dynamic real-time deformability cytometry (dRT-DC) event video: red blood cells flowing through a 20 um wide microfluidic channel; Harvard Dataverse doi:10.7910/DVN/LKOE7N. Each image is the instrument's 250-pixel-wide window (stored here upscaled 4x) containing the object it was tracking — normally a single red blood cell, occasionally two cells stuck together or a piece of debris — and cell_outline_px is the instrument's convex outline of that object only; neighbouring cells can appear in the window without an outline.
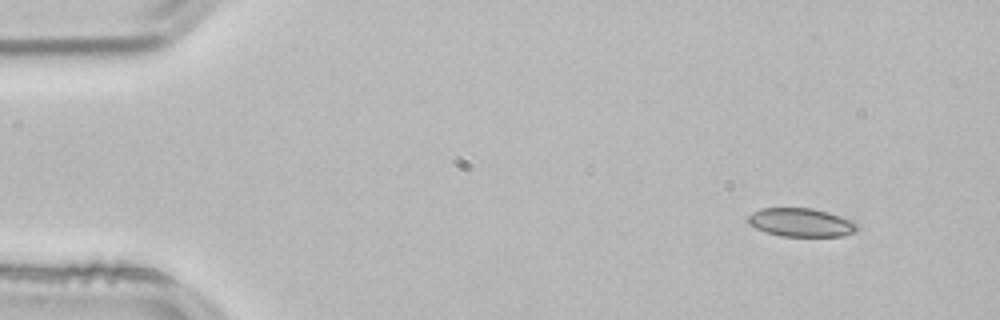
{"species": "common noctule bat (a hibernating species)", "species_latin": "Nyctalus noctula", "temperature_condition": "room temperature", "stored_images_in_passage": 30, "camera_frame_rate_fps": 3000, "um_per_image_px": 0.085, "animal": {"sex": "male", "body_mass_g": 21.5, "forearm_length_mm": 52.0}, "frame": {"image": 1, "passage_image": 1, "time_ms": 0.0, "image_size_px": [1000, 320], "cell_outline_px": [[856, 228], [852, 232], [844, 236], [780, 236], [756, 228], [748, 224], [748, 216], [752, 212], [760, 208], [812, 208], [828, 212], [840, 216], [856, 224]], "centroid_in_image_um": [68.02, 18.9], "position_along_channel_um": 17.0, "area_um2": 17.86}}
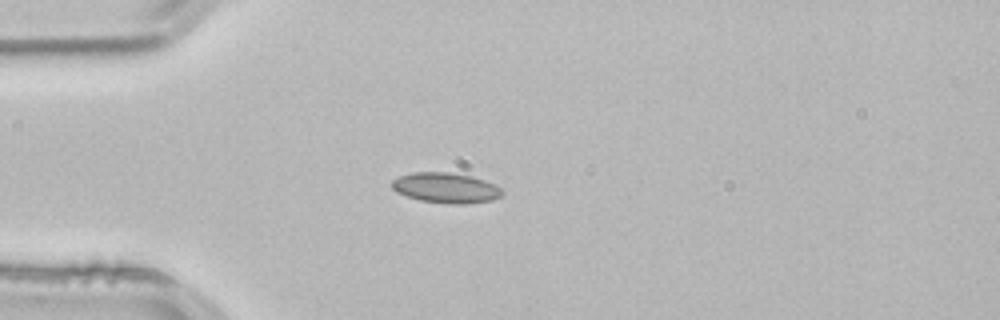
{"frame": {"image": 2, "passage_image": 10, "time_ms": 3.0, "image_size_px": [1000, 320], "cell_outline_px": [[504, 192], [500, 196], [492, 200], [464, 204], [452, 204], [420, 200], [396, 192], [392, 188], [392, 180], [400, 176], [412, 172], [448, 172], [472, 176], [484, 180], [500, 188]], "centroid_in_image_um": [37.88, 15.96], "position_along_channel_um": 47.1, "area_um2": 19.31}}